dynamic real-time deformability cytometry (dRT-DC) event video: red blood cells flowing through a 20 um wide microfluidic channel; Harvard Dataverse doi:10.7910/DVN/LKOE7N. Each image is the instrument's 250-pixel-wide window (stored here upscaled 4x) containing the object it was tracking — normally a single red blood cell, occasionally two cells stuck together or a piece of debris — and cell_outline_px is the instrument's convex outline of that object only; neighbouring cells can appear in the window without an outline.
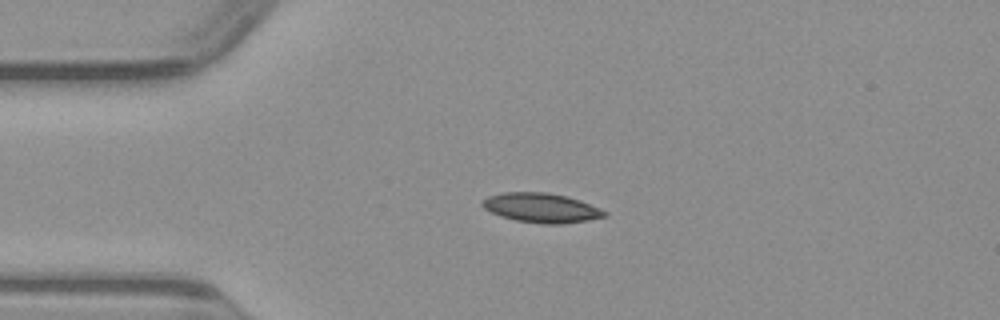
{"species": "common noctule bat (a hibernating species)", "species_latin": "Nyctalus noctula", "temperature_condition": "warm", "stored_images_in_passage": 49, "camera_frame_rate_fps": 3000, "um_per_image_px": 0.085, "animal": {"sex": "male", "body_mass_g": 23.1, "forearm_length_mm": 52.7}, "frame": {"image": 1, "passage_image": 11, "time_ms": 3.333, "image_size_px": [1000, 320], "cell_outline_px": [[608, 216], [588, 220], [564, 224], [544, 224], [516, 220], [500, 216], [484, 208], [480, 204], [488, 196], [504, 192], [548, 192], [568, 196], [580, 200], [600, 208], [608, 212]], "centroid_in_image_um": [46.05, 17.66], "position_along_channel_um": 38.9, "area_um2": 21.1}}
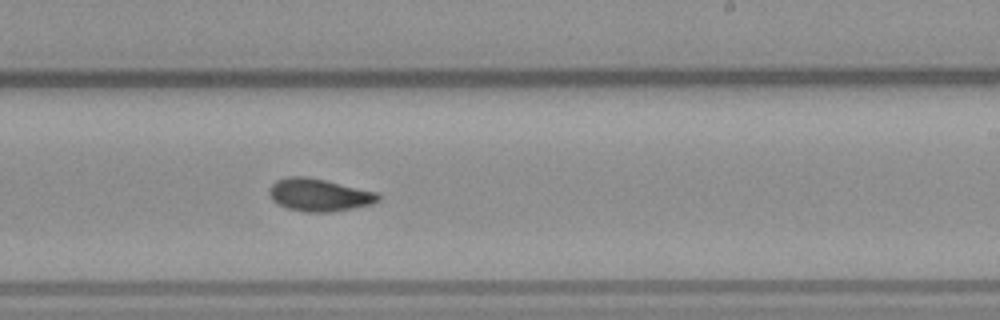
{"frame": {"image": 2, "passage_image": 29, "time_ms": 9.333, "image_size_px": [1000, 320], "cell_outline_px": [[380, 200], [372, 204], [332, 212], [308, 212], [288, 208], [276, 204], [272, 200], [268, 192], [268, 188], [276, 180], [288, 176], [304, 176], [324, 180], [376, 192], [380, 196]], "centroid_in_image_um": [27.08, 16.57], "position_along_channel_um": 261.9, "area_um2": 20.63}}
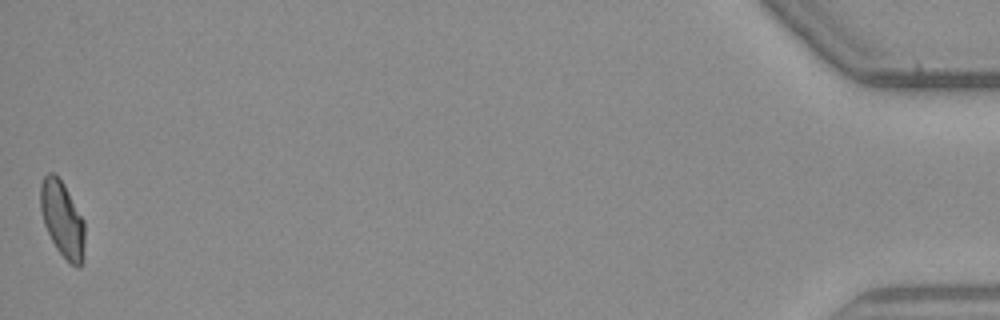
{"frame": {"image": 3, "passage_image": 49, "time_ms": 16.0, "image_size_px": [1000, 320], "cell_outline_px": [[84, 260], [80, 268], [76, 268], [56, 248], [44, 224], [40, 208], [40, 184], [44, 176], [48, 172], [52, 172], [64, 184], [84, 220]], "centroid_in_image_um": [5.31, 18.64], "position_along_channel_um": 429.9, "area_um2": 19.54}}